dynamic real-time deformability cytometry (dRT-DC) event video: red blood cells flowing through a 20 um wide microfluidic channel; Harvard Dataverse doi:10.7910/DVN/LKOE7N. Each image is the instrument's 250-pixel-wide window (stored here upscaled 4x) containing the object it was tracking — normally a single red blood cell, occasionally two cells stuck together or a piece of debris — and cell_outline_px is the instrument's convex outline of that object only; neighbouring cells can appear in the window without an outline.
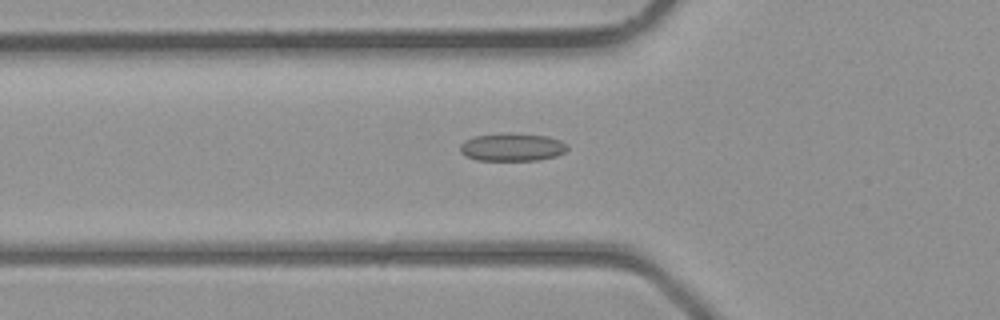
{"species": "common noctule bat (a hibernating species)", "species_latin": "Nyctalus noctula", "temperature_condition": "room temperature", "stored_images_in_passage": 25, "camera_frame_rate_fps": 3000, "um_per_image_px": 0.085, "animal": {"sex": "male", "body_mass_g": 23.1, "forearm_length_mm": 52.7}, "frame": {"image": 1, "passage_image": 2, "time_ms": 0.333, "image_size_px": [1000, 320], "cell_outline_px": [[568, 148], [564, 152], [556, 156], [540, 160], [476, 160], [460, 152], [460, 144], [464, 140], [476, 136], [548, 136], [560, 140], [568, 144]], "centroid_in_image_um": [43.56, 12.56], "position_along_channel_um": 82.2, "area_um2": 16.53}}
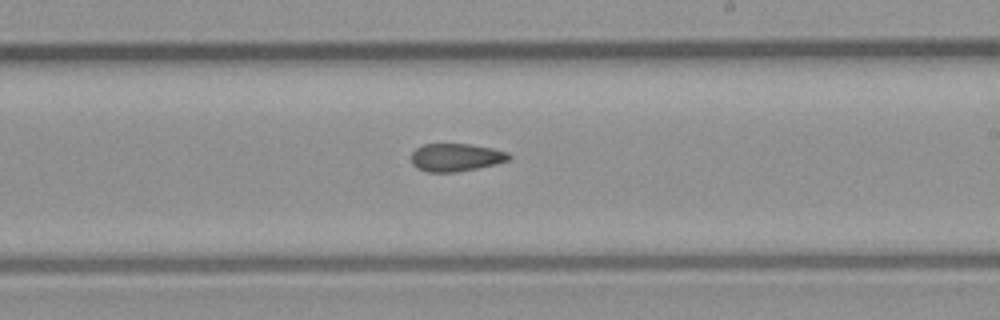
{"frame": {"image": 2, "passage_image": 12, "time_ms": 3.667, "image_size_px": [1000, 320], "cell_outline_px": [[512, 156], [508, 160], [476, 168], [456, 172], [428, 172], [416, 168], [412, 164], [412, 152], [416, 148], [424, 144], [472, 144], [492, 148], [508, 152]], "centroid_in_image_um": [38.73, 13.37], "position_along_channel_um": 250.3, "area_um2": 15.78}}
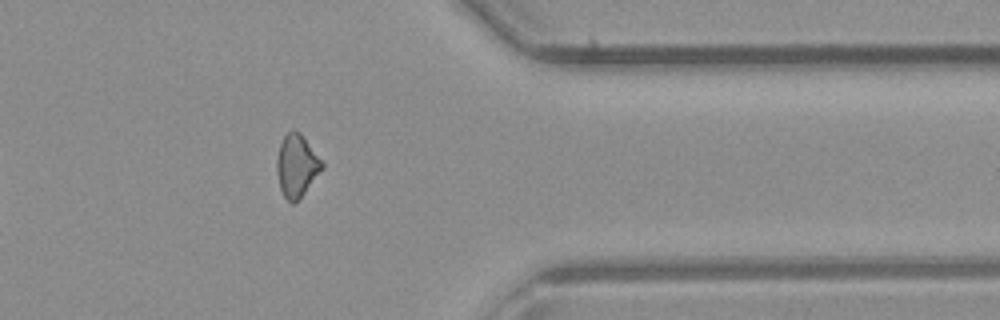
{"frame": {"image": 3, "passage_image": 21, "time_ms": 6.667, "image_size_px": [1000, 320], "cell_outline_px": [[324, 168], [304, 192], [292, 204], [284, 196], [280, 188], [276, 172], [276, 160], [280, 144], [284, 136], [292, 128], [300, 132], [304, 136], [324, 164]], "centroid_in_image_um": [25.21, 14.04], "position_along_channel_um": 386.2, "area_um2": 16.36}}